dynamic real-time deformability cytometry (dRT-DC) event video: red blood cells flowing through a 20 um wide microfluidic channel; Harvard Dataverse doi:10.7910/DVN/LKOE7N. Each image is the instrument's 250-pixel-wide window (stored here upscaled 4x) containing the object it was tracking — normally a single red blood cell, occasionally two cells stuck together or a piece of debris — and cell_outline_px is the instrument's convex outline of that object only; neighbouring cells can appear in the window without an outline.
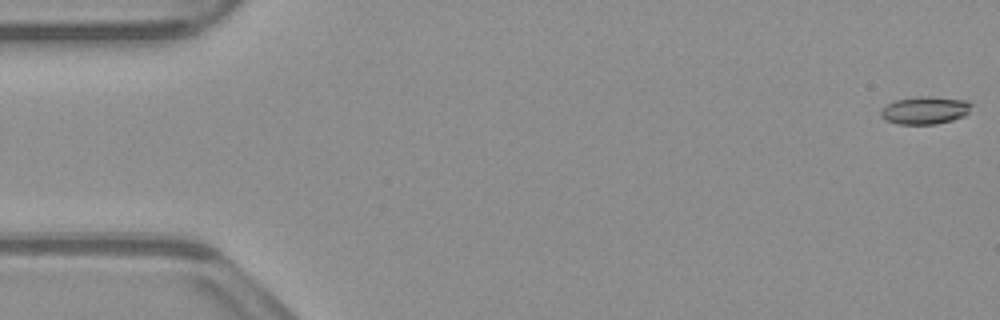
{"species": "common noctule bat (a hibernating species)", "species_latin": "Nyctalus noctula", "temperature_condition": "warm", "stored_images_in_passage": 15, "camera_frame_rate_fps": 3000, "um_per_image_px": 0.085, "animal": {"sex": "male", "body_mass_g": 23.1, "forearm_length_mm": 52.7}, "frame": {"image": 1, "passage_image": 1, "time_ms": 0.0, "image_size_px": [1000, 320], "cell_outline_px": [[972, 104], [968, 112], [964, 116], [952, 120], [936, 124], [900, 124], [888, 120], [880, 116], [880, 112], [888, 104], [896, 100], [916, 96], [928, 96], [968, 100]], "centroid_in_image_um": [78.66, 9.36], "position_along_channel_um": 6.3, "area_um2": 14.51}}